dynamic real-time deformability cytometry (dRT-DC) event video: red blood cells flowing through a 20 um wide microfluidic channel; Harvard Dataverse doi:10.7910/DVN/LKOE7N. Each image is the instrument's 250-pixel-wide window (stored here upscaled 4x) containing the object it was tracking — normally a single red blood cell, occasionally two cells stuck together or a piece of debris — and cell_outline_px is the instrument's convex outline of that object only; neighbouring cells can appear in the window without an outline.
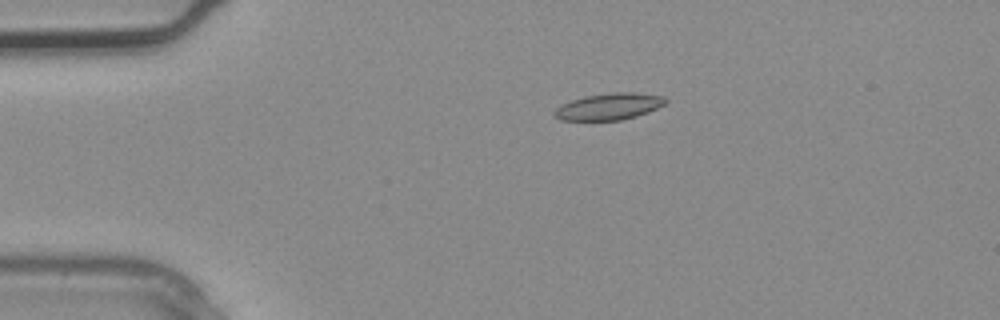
{"species": "common noctule bat (a hibernating species)", "species_latin": "Nyctalus noctula", "temperature_condition": "warm", "stored_images_in_passage": 2, "camera_frame_rate_fps": 3000, "um_per_image_px": 0.085, "animal": {"sex": "male", "body_mass_g": 20.4}, "frame": {"image": 1, "passage_image": 1, "time_ms": 0.0, "image_size_px": [1000, 320], "cell_outline_px": [[668, 100], [664, 104], [648, 112], [636, 116], [620, 120], [560, 120], [552, 112], [556, 108], [572, 100], [584, 96], [612, 92], [632, 92], [664, 96]], "centroid_in_image_um": [51.78, 9.05], "position_along_channel_um": 33.2, "area_um2": 17.11}}